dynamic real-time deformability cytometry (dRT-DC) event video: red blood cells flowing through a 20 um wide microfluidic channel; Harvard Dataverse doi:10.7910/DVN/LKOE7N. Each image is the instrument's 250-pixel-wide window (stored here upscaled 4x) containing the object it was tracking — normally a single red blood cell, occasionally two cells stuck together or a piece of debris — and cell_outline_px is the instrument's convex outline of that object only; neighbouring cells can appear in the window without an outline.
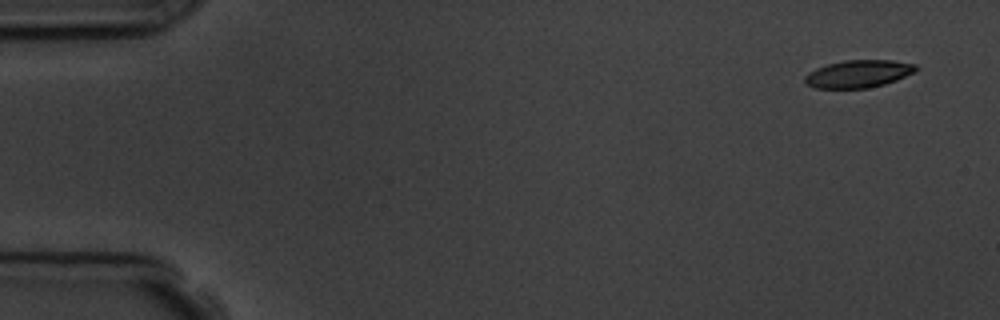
{"species": "common noctule bat (a hibernating species)", "species_latin": "Nyctalus noctula", "temperature_condition": "room temperature", "stored_images_in_passage": 6, "camera_frame_rate_fps": 3000, "um_per_image_px": 0.085, "animal": {"sex": "male", "body_mass_g": 19.5, "forearm_length_mm": 54.6}, "frame": {"image": 1, "passage_image": 1, "time_ms": 0.0, "image_size_px": [1000, 320], "cell_outline_px": [[920, 68], [916, 72], [896, 80], [884, 84], [868, 88], [816, 88], [804, 84], [804, 76], [808, 72], [816, 68], [828, 64], [844, 60], [892, 60], [916, 64]], "centroid_in_image_um": [72.97, 6.27], "position_along_channel_um": 12.0, "area_um2": 18.03}}
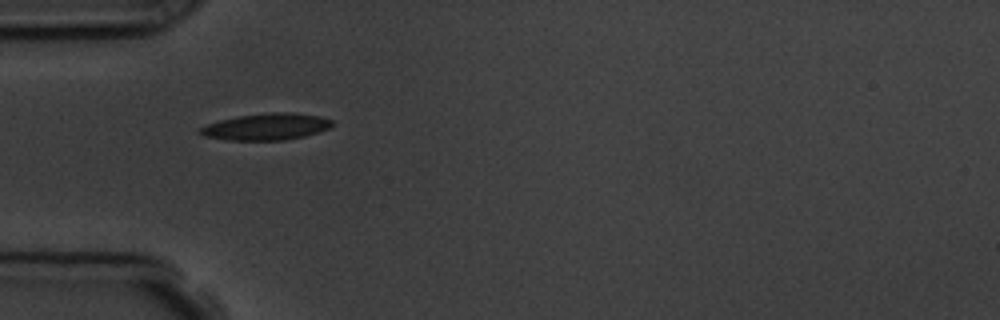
{"frame": {"image": 2, "passage_image": 5, "time_ms": 4.667, "image_size_px": [1000, 320], "cell_outline_px": [[332, 128], [320, 132], [304, 136], [284, 140], [228, 140], [204, 136], [196, 132], [200, 128], [208, 124], [220, 120], [240, 116], [272, 112], [292, 112], [320, 116], [332, 120]], "centroid_in_image_um": [22.67, 10.77], "position_along_channel_um": 62.3, "area_um2": 20.52}}
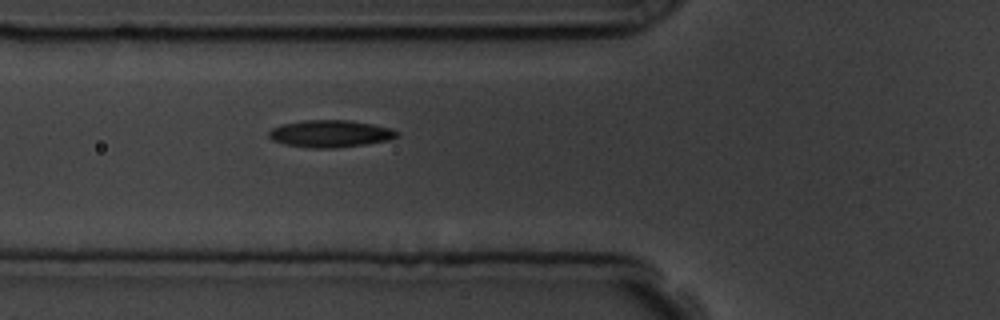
{"frame": {"image": 3, "passage_image": 6, "time_ms": 5.667, "image_size_px": [1000, 320], "cell_outline_px": [[400, 132], [392, 140], [336, 148], [308, 148], [284, 144], [272, 140], [268, 136], [268, 132], [272, 128], [284, 124], [304, 120], [348, 120], [372, 124], [392, 128]], "centroid_in_image_um": [28.09, 11.37], "position_along_channel_um": 97.7, "area_um2": 20.35}}